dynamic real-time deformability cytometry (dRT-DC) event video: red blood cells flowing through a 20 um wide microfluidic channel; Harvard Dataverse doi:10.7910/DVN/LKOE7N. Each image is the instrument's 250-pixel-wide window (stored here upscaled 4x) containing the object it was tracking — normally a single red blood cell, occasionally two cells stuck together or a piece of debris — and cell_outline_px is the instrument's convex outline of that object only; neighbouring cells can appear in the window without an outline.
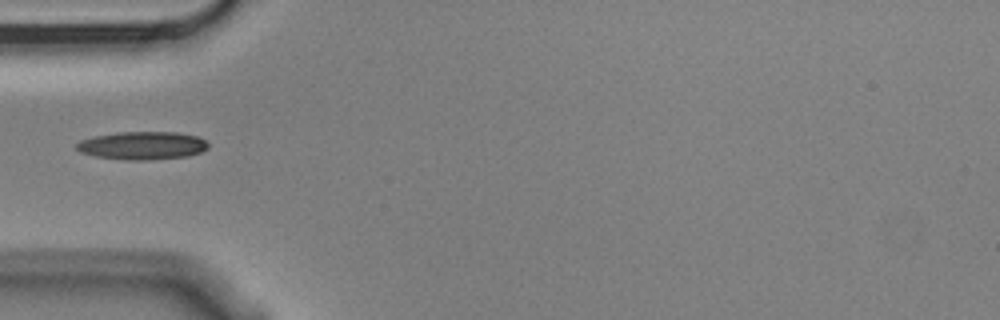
{"species": "Egyptian fruit bat (a non-hibernating species)", "species_latin": "Rousettus aegyptiacus", "temperature_condition": "cold", "stored_images_in_passage": 1, "camera_frame_rate_fps": 3000, "um_per_image_px": 0.085, "animal": {"sex": "male"}, "frame": {"image": 1, "passage_image": 1, "time_ms": 0.0, "image_size_px": [1000, 320], "cell_outline_px": [[208, 148], [200, 152], [188, 156], [148, 160], [128, 160], [96, 156], [80, 152], [76, 148], [76, 144], [80, 140], [96, 136], [116, 132], [176, 132], [196, 136], [204, 140], [208, 144]], "centroid_in_image_um": [12.09, 12.37], "position_along_channel_um": 72.9, "area_um2": 21.39}}